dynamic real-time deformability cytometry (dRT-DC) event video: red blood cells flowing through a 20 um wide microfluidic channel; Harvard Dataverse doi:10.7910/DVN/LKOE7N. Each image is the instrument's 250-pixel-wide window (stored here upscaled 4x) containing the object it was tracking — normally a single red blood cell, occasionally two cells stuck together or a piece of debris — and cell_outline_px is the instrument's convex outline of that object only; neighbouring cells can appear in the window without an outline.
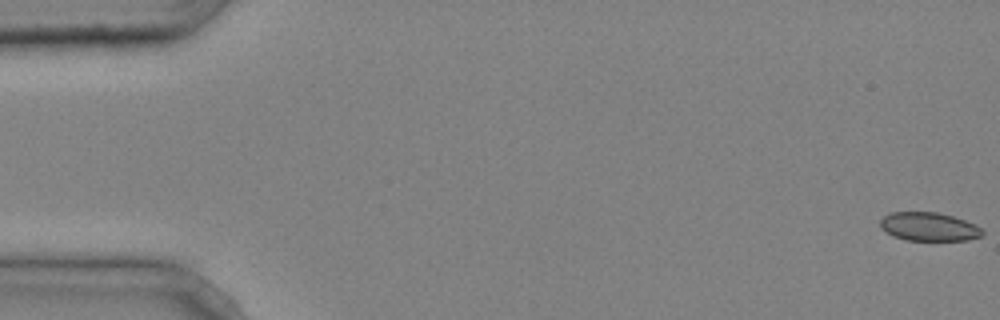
{"species": "common noctule bat (a hibernating species)", "species_latin": "Nyctalus noctula", "temperature_condition": "cold", "stored_images_in_passage": 5, "segment_of_instrument_passage": [1, 2], "camera_frame_rate_fps": 3000, "um_per_image_px": 0.085, "animal": {"sex": "male", "body_mass_g": 20.4}, "frame": {"image": 1, "passage_image": 1, "time_ms": 0.0, "image_size_px": [1000, 320], "cell_outline_px": [[984, 232], [980, 236], [968, 240], [904, 240], [892, 236], [884, 232], [880, 228], [880, 220], [884, 216], [892, 212], [936, 212], [952, 216], [976, 224]], "centroid_in_image_um": [78.91, 19.27], "position_along_channel_um": 6.1, "area_um2": 17.05}}
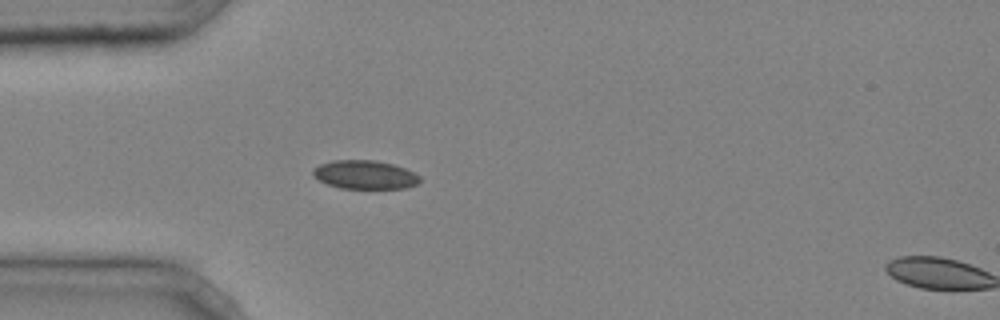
{"frame": {"image": 2, "passage_image": 4, "time_ms": 1.0, "image_size_px": [1000, 320], "cell_outline_px": [[420, 180], [416, 184], [404, 188], [340, 188], [328, 184], [312, 176], [312, 168], [320, 164], [332, 160], [372, 160], [392, 164], [416, 172], [420, 176]], "centroid_in_image_um": [30.99, 14.84], "position_along_channel_um": 54.0, "area_um2": 17.8}}